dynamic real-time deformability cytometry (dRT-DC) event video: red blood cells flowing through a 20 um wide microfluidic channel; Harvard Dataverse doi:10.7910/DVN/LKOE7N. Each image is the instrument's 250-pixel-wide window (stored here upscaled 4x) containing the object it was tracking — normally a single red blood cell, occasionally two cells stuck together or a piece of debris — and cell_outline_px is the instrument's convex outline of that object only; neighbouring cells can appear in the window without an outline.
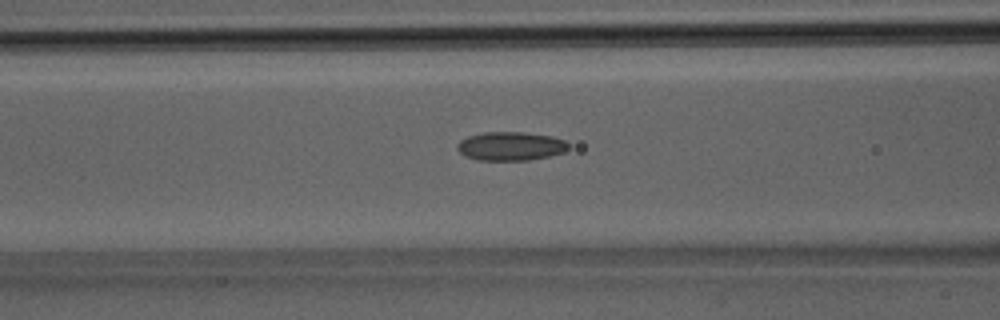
{"species": "Egyptian fruit bat (a non-hibernating species)", "species_latin": "Rousettus aegyptiacus", "temperature_condition": "room temperature", "stored_images_in_passage": 26, "camera_frame_rate_fps": 3000, "um_per_image_px": 0.085, "animal": {"sex": "male"}, "frame": {"image": 1, "passage_image": 7, "time_ms": 2.0, "image_size_px": [1000, 320], "cell_outline_px": [[568, 148], [564, 152], [548, 156], [528, 160], [476, 160], [464, 156], [456, 148], [456, 144], [460, 140], [468, 136], [484, 132], [524, 132], [552, 136], [564, 140], [568, 144]], "centroid_in_image_um": [43.36, 12.42], "position_along_channel_um": 123.2, "area_um2": 18.67}}
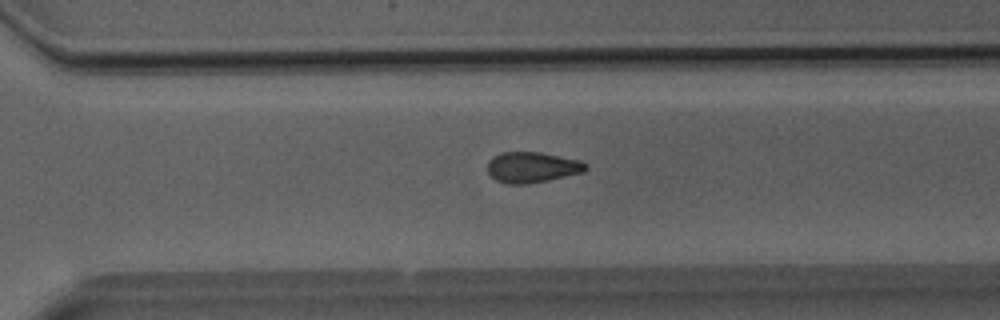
{"frame": {"image": 2, "passage_image": 18, "time_ms": 5.667, "image_size_px": [1000, 320], "cell_outline_px": [[588, 168], [584, 172], [548, 180], [528, 184], [508, 184], [496, 180], [488, 172], [488, 160], [492, 156], [500, 152], [540, 152], [580, 160], [588, 164]], "centroid_in_image_um": [45.23, 14.21], "position_along_channel_um": 325.4, "area_um2": 17.69}}
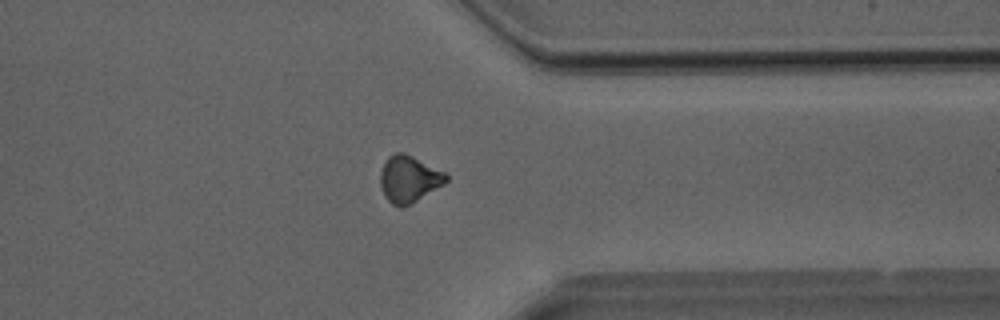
{"frame": {"image": 3, "passage_image": 21, "time_ms": 6.667, "image_size_px": [1000, 320], "cell_outline_px": [[448, 180], [444, 184], [416, 200], [400, 208], [392, 204], [384, 196], [380, 184], [380, 172], [388, 156], [396, 152], [404, 152], [444, 172], [448, 176]], "centroid_in_image_um": [34.73, 15.21], "position_along_channel_um": 376.7, "area_um2": 17.63}}